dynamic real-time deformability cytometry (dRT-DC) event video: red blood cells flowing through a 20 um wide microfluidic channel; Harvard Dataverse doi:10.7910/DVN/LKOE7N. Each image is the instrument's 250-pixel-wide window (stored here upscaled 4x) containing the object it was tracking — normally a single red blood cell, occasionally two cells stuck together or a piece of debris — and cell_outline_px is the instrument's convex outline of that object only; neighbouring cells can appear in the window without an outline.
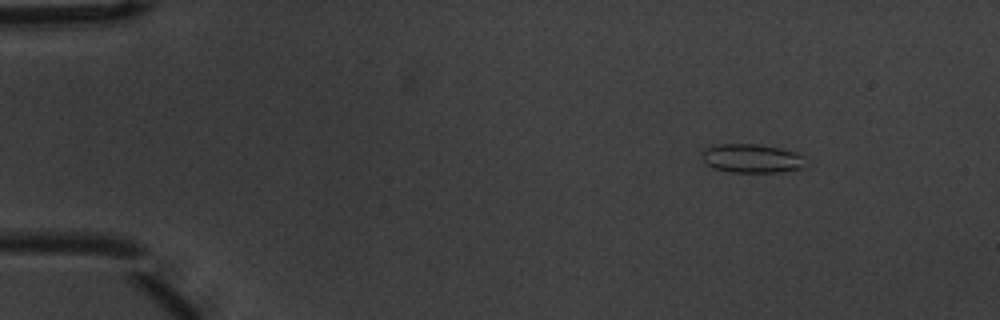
{"species": "common noctule bat (a hibernating species)", "species_latin": "Nyctalus noctula", "temperature_condition": "warm", "stored_images_in_passage": 7, "camera_frame_rate_fps": 3000, "um_per_image_px": 0.085, "animal": {"sex": "male", "body_mass_g": 20.1, "forearm_length_mm": 53.5}, "frame": {"image": 1, "passage_image": 1, "time_ms": 0.0, "image_size_px": [1000, 320], "cell_outline_px": [[804, 168], [780, 172], [732, 172], [712, 168], [704, 160], [704, 148], [720, 144], [760, 144], [780, 148], [804, 156]], "centroid_in_image_um": [63.92, 13.47], "position_along_channel_um": 21.1, "area_um2": 17.22}}
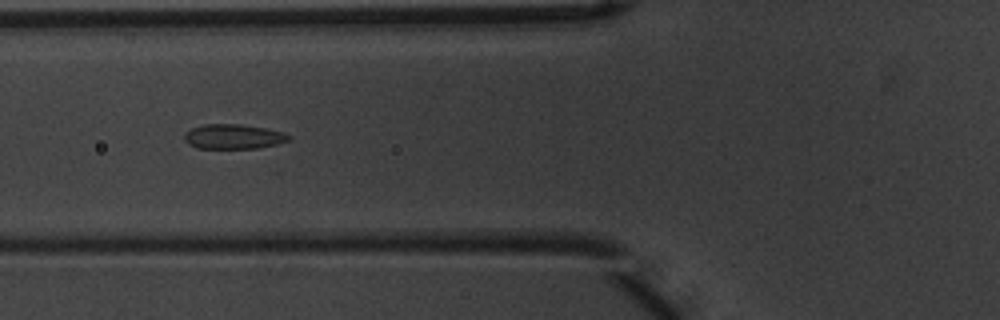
{"frame": {"image": 2, "passage_image": 5, "time_ms": 1.333, "image_size_px": [1000, 320], "cell_outline_px": [[292, 136], [288, 140], [276, 144], [260, 148], [196, 148], [188, 144], [184, 140], [184, 132], [192, 128], [204, 124], [240, 124], [264, 128], [284, 132]], "centroid_in_image_um": [19.81, 11.61], "position_along_channel_um": 106.0, "area_um2": 15.09}}
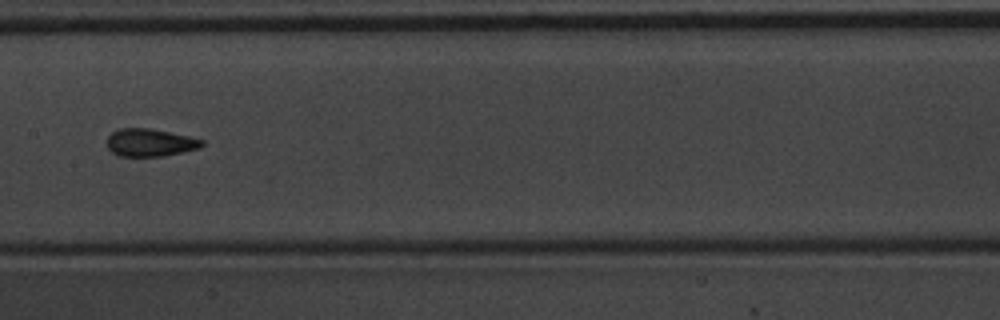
{"frame": {"image": 3, "passage_image": 7, "time_ms": 2.0, "image_size_px": [1000, 320], "cell_outline_px": [[204, 144], [200, 148], [184, 152], [164, 156], [120, 156], [112, 152], [108, 148], [108, 136], [112, 132], [120, 128], [148, 128], [188, 136], [204, 140]], "centroid_in_image_um": [12.77, 12.12], "position_along_channel_um": 194.6, "area_um2": 15.26}}